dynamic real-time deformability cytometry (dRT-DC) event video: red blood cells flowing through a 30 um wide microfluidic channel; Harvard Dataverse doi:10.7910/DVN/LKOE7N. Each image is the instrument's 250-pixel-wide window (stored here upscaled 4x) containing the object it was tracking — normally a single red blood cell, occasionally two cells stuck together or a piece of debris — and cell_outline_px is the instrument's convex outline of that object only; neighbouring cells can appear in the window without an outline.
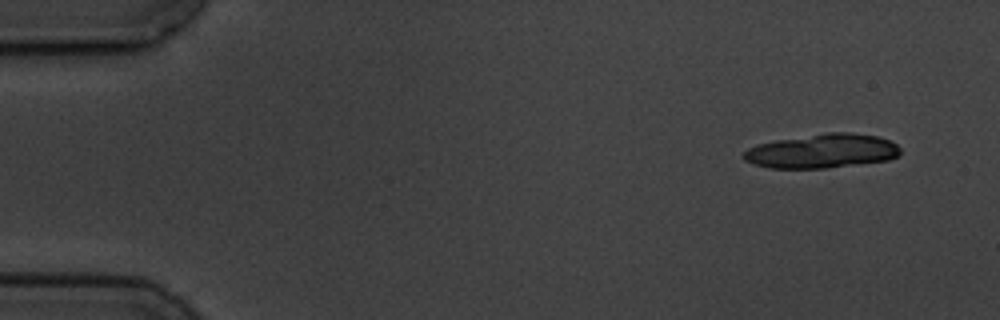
{"species": "common noctule bat (a hibernating species)", "species_latin": "Nyctalus noctula", "temperature_condition": "cold", "stored_images_in_passage": 5, "camera_frame_rate_fps": 3000, "um_per_image_px": 0.085, "animal": {"sex": "male", "body_mass_g": 19.5, "forearm_length_mm": 54.6}, "frame": {"image": 1, "passage_image": 1, "time_ms": 0.0, "image_size_px": [1000, 320], "cell_outline_px": [[900, 156], [888, 160], [824, 168], [772, 168], [756, 164], [744, 160], [744, 152], [748, 148], [756, 144], [776, 140], [824, 132], [852, 132], [876, 136], [888, 140], [896, 144], [900, 148]], "centroid_in_image_um": [69.89, 12.83], "position_along_channel_um": 15.1, "area_um2": 31.1}}